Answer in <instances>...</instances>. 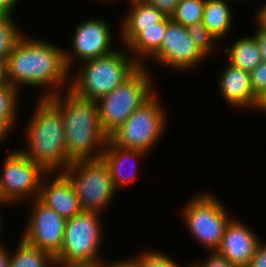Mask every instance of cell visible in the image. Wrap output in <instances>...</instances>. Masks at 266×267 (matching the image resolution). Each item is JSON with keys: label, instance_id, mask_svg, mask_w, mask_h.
<instances>
[{"label": "cell", "instance_id": "6da1fadb", "mask_svg": "<svg viewBox=\"0 0 266 267\" xmlns=\"http://www.w3.org/2000/svg\"><path fill=\"white\" fill-rule=\"evenodd\" d=\"M30 38L22 35L7 57L8 81L17 89L21 83L34 87H52L53 91L41 95V98H49L59 93L57 87L69 83L68 78L73 75H70L65 63V50L50 42Z\"/></svg>", "mask_w": 266, "mask_h": 267}, {"label": "cell", "instance_id": "7a4b0ae2", "mask_svg": "<svg viewBox=\"0 0 266 267\" xmlns=\"http://www.w3.org/2000/svg\"><path fill=\"white\" fill-rule=\"evenodd\" d=\"M66 90L64 95L59 92L48 99L63 115L67 159L71 163L99 159L108 136L100 124L97 102L82 98L68 88ZM97 148L100 151L94 150Z\"/></svg>", "mask_w": 266, "mask_h": 267}, {"label": "cell", "instance_id": "3957f363", "mask_svg": "<svg viewBox=\"0 0 266 267\" xmlns=\"http://www.w3.org/2000/svg\"><path fill=\"white\" fill-rule=\"evenodd\" d=\"M37 103L26 127L28 148L22 152L50 175L64 171L71 163L67 159L63 115L48 98H40Z\"/></svg>", "mask_w": 266, "mask_h": 267}, {"label": "cell", "instance_id": "277c9868", "mask_svg": "<svg viewBox=\"0 0 266 267\" xmlns=\"http://www.w3.org/2000/svg\"><path fill=\"white\" fill-rule=\"evenodd\" d=\"M84 62L80 73L70 80L67 88L82 98L96 102L141 66L134 57L119 49L109 55Z\"/></svg>", "mask_w": 266, "mask_h": 267}, {"label": "cell", "instance_id": "5b68a950", "mask_svg": "<svg viewBox=\"0 0 266 267\" xmlns=\"http://www.w3.org/2000/svg\"><path fill=\"white\" fill-rule=\"evenodd\" d=\"M147 71L141 65L123 83L97 101L100 124L107 136L155 94Z\"/></svg>", "mask_w": 266, "mask_h": 267}, {"label": "cell", "instance_id": "8992f818", "mask_svg": "<svg viewBox=\"0 0 266 267\" xmlns=\"http://www.w3.org/2000/svg\"><path fill=\"white\" fill-rule=\"evenodd\" d=\"M63 173L71 181L82 211L99 214L115 194L109 168L102 158L70 163Z\"/></svg>", "mask_w": 266, "mask_h": 267}, {"label": "cell", "instance_id": "52a82bcc", "mask_svg": "<svg viewBox=\"0 0 266 267\" xmlns=\"http://www.w3.org/2000/svg\"><path fill=\"white\" fill-rule=\"evenodd\" d=\"M156 94L140 108L136 109L126 121L109 136L108 140L116 146L148 152L165 129V111Z\"/></svg>", "mask_w": 266, "mask_h": 267}, {"label": "cell", "instance_id": "ba28073f", "mask_svg": "<svg viewBox=\"0 0 266 267\" xmlns=\"http://www.w3.org/2000/svg\"><path fill=\"white\" fill-rule=\"evenodd\" d=\"M226 207L213 195L204 193L192 198L183 208L182 217L191 235L207 250L216 252L231 217Z\"/></svg>", "mask_w": 266, "mask_h": 267}, {"label": "cell", "instance_id": "9c48e42d", "mask_svg": "<svg viewBox=\"0 0 266 267\" xmlns=\"http://www.w3.org/2000/svg\"><path fill=\"white\" fill-rule=\"evenodd\" d=\"M96 212L82 211L66 219L64 240L55 263L96 262L102 241L101 221Z\"/></svg>", "mask_w": 266, "mask_h": 267}, {"label": "cell", "instance_id": "30bf717a", "mask_svg": "<svg viewBox=\"0 0 266 267\" xmlns=\"http://www.w3.org/2000/svg\"><path fill=\"white\" fill-rule=\"evenodd\" d=\"M0 175V205L39 197L42 176L48 174L39 164L30 160L21 150L5 158ZM34 196V197H33Z\"/></svg>", "mask_w": 266, "mask_h": 267}, {"label": "cell", "instance_id": "8fae6325", "mask_svg": "<svg viewBox=\"0 0 266 267\" xmlns=\"http://www.w3.org/2000/svg\"><path fill=\"white\" fill-rule=\"evenodd\" d=\"M31 215L21 237L29 245L55 256L61 249L66 219L47 207L38 198L32 200Z\"/></svg>", "mask_w": 266, "mask_h": 267}, {"label": "cell", "instance_id": "7c38bea8", "mask_svg": "<svg viewBox=\"0 0 266 267\" xmlns=\"http://www.w3.org/2000/svg\"><path fill=\"white\" fill-rule=\"evenodd\" d=\"M205 57L193 43L188 28L167 17L162 46L151 58L178 71H188L195 68Z\"/></svg>", "mask_w": 266, "mask_h": 267}, {"label": "cell", "instance_id": "4fadbf2b", "mask_svg": "<svg viewBox=\"0 0 266 267\" xmlns=\"http://www.w3.org/2000/svg\"><path fill=\"white\" fill-rule=\"evenodd\" d=\"M111 30L105 20L97 18L88 19L77 26L74 39L73 51H64V59L67 69L71 71L73 58L86 61L111 54L116 48L111 46ZM77 58V59H76Z\"/></svg>", "mask_w": 266, "mask_h": 267}, {"label": "cell", "instance_id": "5bb4252c", "mask_svg": "<svg viewBox=\"0 0 266 267\" xmlns=\"http://www.w3.org/2000/svg\"><path fill=\"white\" fill-rule=\"evenodd\" d=\"M236 220L231 219L227 224L216 252L237 267H246L261 241L252 229Z\"/></svg>", "mask_w": 266, "mask_h": 267}, {"label": "cell", "instance_id": "9a60e30c", "mask_svg": "<svg viewBox=\"0 0 266 267\" xmlns=\"http://www.w3.org/2000/svg\"><path fill=\"white\" fill-rule=\"evenodd\" d=\"M38 199L65 219L82 212L75 189L63 171L51 182L41 181Z\"/></svg>", "mask_w": 266, "mask_h": 267}, {"label": "cell", "instance_id": "2e32d148", "mask_svg": "<svg viewBox=\"0 0 266 267\" xmlns=\"http://www.w3.org/2000/svg\"><path fill=\"white\" fill-rule=\"evenodd\" d=\"M221 73L220 91L227 103L237 108H256L258 97L252 90L250 72L228 63Z\"/></svg>", "mask_w": 266, "mask_h": 267}, {"label": "cell", "instance_id": "e0dca14e", "mask_svg": "<svg viewBox=\"0 0 266 267\" xmlns=\"http://www.w3.org/2000/svg\"><path fill=\"white\" fill-rule=\"evenodd\" d=\"M129 13L121 24V35L128 46L141 32L142 28L158 27L166 16L145 0H129Z\"/></svg>", "mask_w": 266, "mask_h": 267}, {"label": "cell", "instance_id": "ac0fdd59", "mask_svg": "<svg viewBox=\"0 0 266 267\" xmlns=\"http://www.w3.org/2000/svg\"><path fill=\"white\" fill-rule=\"evenodd\" d=\"M145 153L146 152L141 150L127 149L116 146L108 140L106 146L104 147L101 158L109 168L110 176L112 178V182L116 191L118 187H122L123 185L126 186L127 183H132L136 179V172L130 175L128 174L129 172H127L128 175L125 174L126 172L123 173V170H125V168L123 167L126 166V162H130L132 160L136 162V160L140 158V156H143ZM133 168L135 171L136 167ZM133 168H131L132 171Z\"/></svg>", "mask_w": 266, "mask_h": 267}, {"label": "cell", "instance_id": "d6986e66", "mask_svg": "<svg viewBox=\"0 0 266 267\" xmlns=\"http://www.w3.org/2000/svg\"><path fill=\"white\" fill-rule=\"evenodd\" d=\"M232 16L226 0H205L202 22L217 40L230 30Z\"/></svg>", "mask_w": 266, "mask_h": 267}, {"label": "cell", "instance_id": "ffe728a7", "mask_svg": "<svg viewBox=\"0 0 266 267\" xmlns=\"http://www.w3.org/2000/svg\"><path fill=\"white\" fill-rule=\"evenodd\" d=\"M228 63L244 71L251 72L261 61V54L256 37L238 39L230 48L225 49Z\"/></svg>", "mask_w": 266, "mask_h": 267}, {"label": "cell", "instance_id": "44dd1931", "mask_svg": "<svg viewBox=\"0 0 266 267\" xmlns=\"http://www.w3.org/2000/svg\"><path fill=\"white\" fill-rule=\"evenodd\" d=\"M166 26L167 16L158 23V27L142 28V32L128 45L127 48H130L136 54V56L134 55L135 60L140 65H143L142 57L151 58L160 49ZM137 56H139V59Z\"/></svg>", "mask_w": 266, "mask_h": 267}, {"label": "cell", "instance_id": "7402d4cb", "mask_svg": "<svg viewBox=\"0 0 266 267\" xmlns=\"http://www.w3.org/2000/svg\"><path fill=\"white\" fill-rule=\"evenodd\" d=\"M55 257L49 252L33 247L22 238L15 254L10 255L9 267H53Z\"/></svg>", "mask_w": 266, "mask_h": 267}, {"label": "cell", "instance_id": "603a6c76", "mask_svg": "<svg viewBox=\"0 0 266 267\" xmlns=\"http://www.w3.org/2000/svg\"><path fill=\"white\" fill-rule=\"evenodd\" d=\"M205 0H180L171 19L188 27L203 20Z\"/></svg>", "mask_w": 266, "mask_h": 267}, {"label": "cell", "instance_id": "cb8c5ba5", "mask_svg": "<svg viewBox=\"0 0 266 267\" xmlns=\"http://www.w3.org/2000/svg\"><path fill=\"white\" fill-rule=\"evenodd\" d=\"M18 89L10 83L0 85V117L12 127L16 124Z\"/></svg>", "mask_w": 266, "mask_h": 267}, {"label": "cell", "instance_id": "d4e9b609", "mask_svg": "<svg viewBox=\"0 0 266 267\" xmlns=\"http://www.w3.org/2000/svg\"><path fill=\"white\" fill-rule=\"evenodd\" d=\"M13 23L11 15H5L0 20V58L7 59L13 46L23 35Z\"/></svg>", "mask_w": 266, "mask_h": 267}, {"label": "cell", "instance_id": "484cf974", "mask_svg": "<svg viewBox=\"0 0 266 267\" xmlns=\"http://www.w3.org/2000/svg\"><path fill=\"white\" fill-rule=\"evenodd\" d=\"M187 28L193 43L208 57V54L213 52L216 41L219 40L204 26L202 21L196 22Z\"/></svg>", "mask_w": 266, "mask_h": 267}, {"label": "cell", "instance_id": "4316f807", "mask_svg": "<svg viewBox=\"0 0 266 267\" xmlns=\"http://www.w3.org/2000/svg\"><path fill=\"white\" fill-rule=\"evenodd\" d=\"M141 267H180L169 256L164 255L159 251H147L144 254L134 258Z\"/></svg>", "mask_w": 266, "mask_h": 267}, {"label": "cell", "instance_id": "83f0119b", "mask_svg": "<svg viewBox=\"0 0 266 267\" xmlns=\"http://www.w3.org/2000/svg\"><path fill=\"white\" fill-rule=\"evenodd\" d=\"M250 80L252 90L257 97L266 91V62L261 61L250 72Z\"/></svg>", "mask_w": 266, "mask_h": 267}, {"label": "cell", "instance_id": "f1b7e54d", "mask_svg": "<svg viewBox=\"0 0 266 267\" xmlns=\"http://www.w3.org/2000/svg\"><path fill=\"white\" fill-rule=\"evenodd\" d=\"M193 267H237L230 263L225 257L219 255L217 252H211L209 258L205 262L195 263Z\"/></svg>", "mask_w": 266, "mask_h": 267}, {"label": "cell", "instance_id": "f546056e", "mask_svg": "<svg viewBox=\"0 0 266 267\" xmlns=\"http://www.w3.org/2000/svg\"><path fill=\"white\" fill-rule=\"evenodd\" d=\"M147 3L153 5L165 16L171 17L180 0H145Z\"/></svg>", "mask_w": 266, "mask_h": 267}, {"label": "cell", "instance_id": "4dcf8cb0", "mask_svg": "<svg viewBox=\"0 0 266 267\" xmlns=\"http://www.w3.org/2000/svg\"><path fill=\"white\" fill-rule=\"evenodd\" d=\"M246 267H266V243L257 246L255 254Z\"/></svg>", "mask_w": 266, "mask_h": 267}, {"label": "cell", "instance_id": "1f68e13d", "mask_svg": "<svg viewBox=\"0 0 266 267\" xmlns=\"http://www.w3.org/2000/svg\"><path fill=\"white\" fill-rule=\"evenodd\" d=\"M254 36L256 37L258 42L261 59L262 61L266 62V32L257 30L256 33H254Z\"/></svg>", "mask_w": 266, "mask_h": 267}, {"label": "cell", "instance_id": "d6a6232c", "mask_svg": "<svg viewBox=\"0 0 266 267\" xmlns=\"http://www.w3.org/2000/svg\"><path fill=\"white\" fill-rule=\"evenodd\" d=\"M56 266L61 267H106V264L102 261L96 262H72V263H55Z\"/></svg>", "mask_w": 266, "mask_h": 267}, {"label": "cell", "instance_id": "836d02e7", "mask_svg": "<svg viewBox=\"0 0 266 267\" xmlns=\"http://www.w3.org/2000/svg\"><path fill=\"white\" fill-rule=\"evenodd\" d=\"M257 29L266 32V3L256 12Z\"/></svg>", "mask_w": 266, "mask_h": 267}, {"label": "cell", "instance_id": "e575fe53", "mask_svg": "<svg viewBox=\"0 0 266 267\" xmlns=\"http://www.w3.org/2000/svg\"><path fill=\"white\" fill-rule=\"evenodd\" d=\"M106 267H141V265L132 257L125 261L117 260L113 263H106Z\"/></svg>", "mask_w": 266, "mask_h": 267}, {"label": "cell", "instance_id": "d590c367", "mask_svg": "<svg viewBox=\"0 0 266 267\" xmlns=\"http://www.w3.org/2000/svg\"><path fill=\"white\" fill-rule=\"evenodd\" d=\"M18 2L19 0H0V10L6 15H11L16 3Z\"/></svg>", "mask_w": 266, "mask_h": 267}, {"label": "cell", "instance_id": "8d00e7d4", "mask_svg": "<svg viewBox=\"0 0 266 267\" xmlns=\"http://www.w3.org/2000/svg\"><path fill=\"white\" fill-rule=\"evenodd\" d=\"M6 83H9L7 77L6 59L0 58V85H4Z\"/></svg>", "mask_w": 266, "mask_h": 267}, {"label": "cell", "instance_id": "74e56055", "mask_svg": "<svg viewBox=\"0 0 266 267\" xmlns=\"http://www.w3.org/2000/svg\"><path fill=\"white\" fill-rule=\"evenodd\" d=\"M12 126L3 118L0 117V143L8 135V132L12 130Z\"/></svg>", "mask_w": 266, "mask_h": 267}, {"label": "cell", "instance_id": "f35d334b", "mask_svg": "<svg viewBox=\"0 0 266 267\" xmlns=\"http://www.w3.org/2000/svg\"><path fill=\"white\" fill-rule=\"evenodd\" d=\"M0 244V267H9L10 266V254L8 250Z\"/></svg>", "mask_w": 266, "mask_h": 267}, {"label": "cell", "instance_id": "ab89813d", "mask_svg": "<svg viewBox=\"0 0 266 267\" xmlns=\"http://www.w3.org/2000/svg\"><path fill=\"white\" fill-rule=\"evenodd\" d=\"M255 109H260L261 111H265L266 113V91L258 97V102Z\"/></svg>", "mask_w": 266, "mask_h": 267}, {"label": "cell", "instance_id": "60d3db41", "mask_svg": "<svg viewBox=\"0 0 266 267\" xmlns=\"http://www.w3.org/2000/svg\"><path fill=\"white\" fill-rule=\"evenodd\" d=\"M6 14L0 10V20L5 16Z\"/></svg>", "mask_w": 266, "mask_h": 267}]
</instances>
